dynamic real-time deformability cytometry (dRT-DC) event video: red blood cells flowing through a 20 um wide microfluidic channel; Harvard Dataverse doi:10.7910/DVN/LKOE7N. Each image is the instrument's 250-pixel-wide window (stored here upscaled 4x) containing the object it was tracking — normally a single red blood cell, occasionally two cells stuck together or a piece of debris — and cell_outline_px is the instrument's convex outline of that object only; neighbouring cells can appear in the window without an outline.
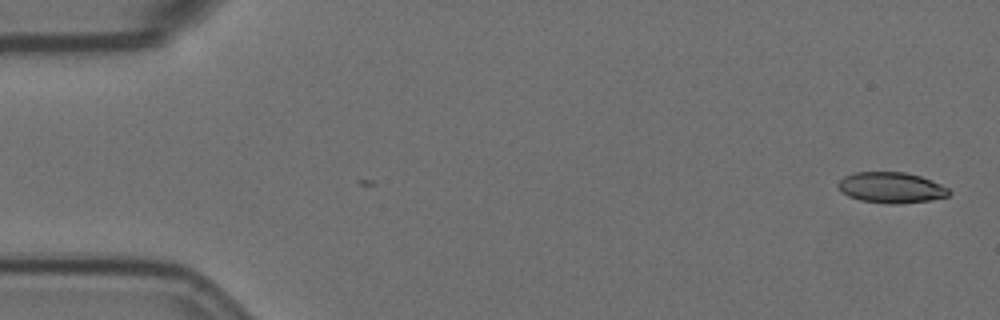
{"species": "Egyptian fruit bat (a non-hibernating species)", "species_latin": "Rousettus aegyptiacus", "temperature_condition": "room temperature", "stored_images_in_passage": 3, "camera_frame_rate_fps": 3000, "um_per_image_px": 0.085, "animal": {"sex": "female"}, "frame": {"image": 1, "passage_image": 3, "time_ms": 0.667, "image_size_px": [1000, 320], "cell_outline_px": [[952, 192], [948, 196], [928, 200], [900, 204], [888, 204], [860, 200], [848, 196], [840, 192], [836, 184], [844, 176], [856, 172], [904, 172], [920, 176], [940, 184], [948, 188]], "centroid_in_image_um": [75.72, 15.95], "position_along_channel_um": 9.3, "area_um2": 19.94}}